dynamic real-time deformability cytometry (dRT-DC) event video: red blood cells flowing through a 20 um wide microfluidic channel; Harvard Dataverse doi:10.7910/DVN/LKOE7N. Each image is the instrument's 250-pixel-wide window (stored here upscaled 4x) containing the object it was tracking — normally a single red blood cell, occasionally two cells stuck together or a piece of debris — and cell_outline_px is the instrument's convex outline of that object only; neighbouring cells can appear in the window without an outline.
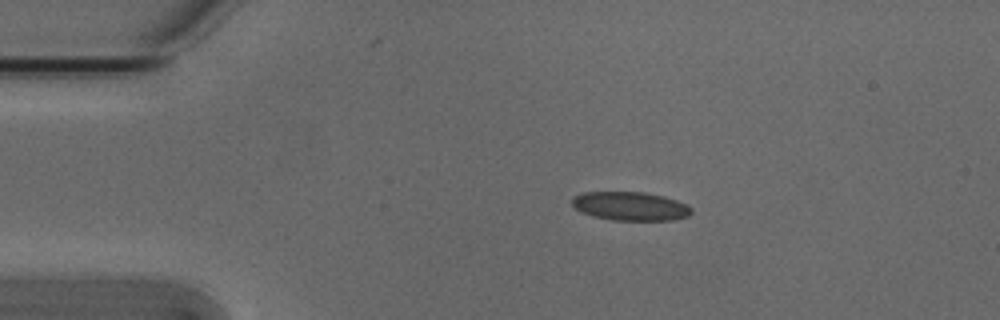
{"species": "Egyptian fruit bat (a non-hibernating species)", "species_latin": "Rousettus aegyptiacus", "temperature_condition": "cold", "stored_images_in_passage": 5, "camera_frame_rate_fps": 3000, "um_per_image_px": 0.085, "animal": {"sex": "male"}, "frame": {"image": 1, "passage_image": 2, "time_ms": 0.333, "image_size_px": [1000, 320], "cell_outline_px": [[692, 212], [688, 216], [672, 220], [612, 220], [592, 216], [580, 212], [572, 204], [572, 200], [576, 196], [584, 192], [644, 192], [664, 196], [676, 200], [692, 208]], "centroid_in_image_um": [53.58, 17.53], "position_along_channel_um": 31.4, "area_um2": 19.88}}
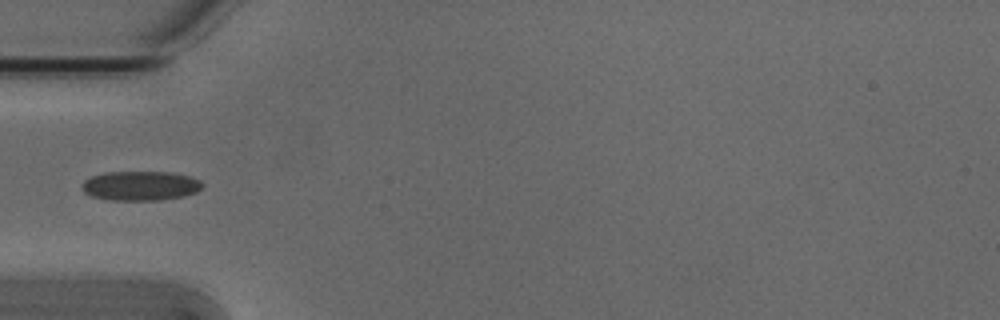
{"frame": {"image": 2, "passage_image": 4, "time_ms": 1.0, "image_size_px": [1000, 320], "cell_outline_px": [[204, 184], [196, 192], [184, 196], [160, 200], [108, 200], [92, 196], [84, 192], [80, 188], [80, 184], [84, 180], [92, 176], [104, 172], [172, 172], [188, 176], [200, 180]], "centroid_in_image_um": [11.9, 15.79], "position_along_channel_um": 73.1, "area_um2": 20.81}}
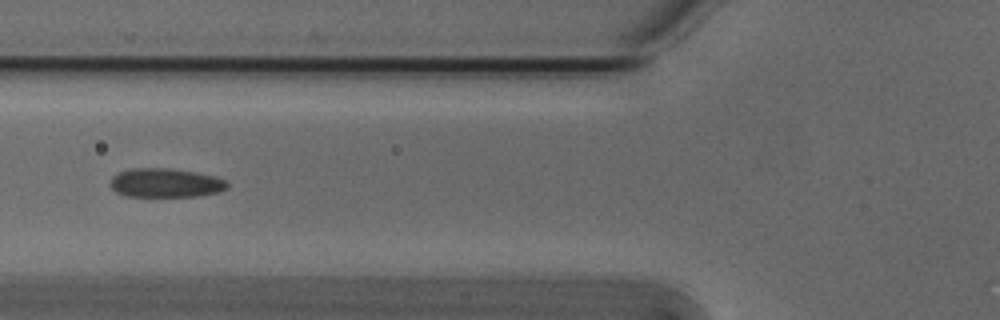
{"frame": {"image": 3, "passage_image": 5, "time_ms": 1.333, "image_size_px": [1000, 320], "cell_outline_px": [[228, 188], [220, 192], [200, 196], [128, 196], [116, 192], [108, 184], [112, 176], [128, 168], [168, 168], [196, 172], [216, 176], [224, 180], [228, 184]], "centroid_in_image_um": [14.07, 15.54], "position_along_channel_um": 111.7, "area_um2": 19.94}}